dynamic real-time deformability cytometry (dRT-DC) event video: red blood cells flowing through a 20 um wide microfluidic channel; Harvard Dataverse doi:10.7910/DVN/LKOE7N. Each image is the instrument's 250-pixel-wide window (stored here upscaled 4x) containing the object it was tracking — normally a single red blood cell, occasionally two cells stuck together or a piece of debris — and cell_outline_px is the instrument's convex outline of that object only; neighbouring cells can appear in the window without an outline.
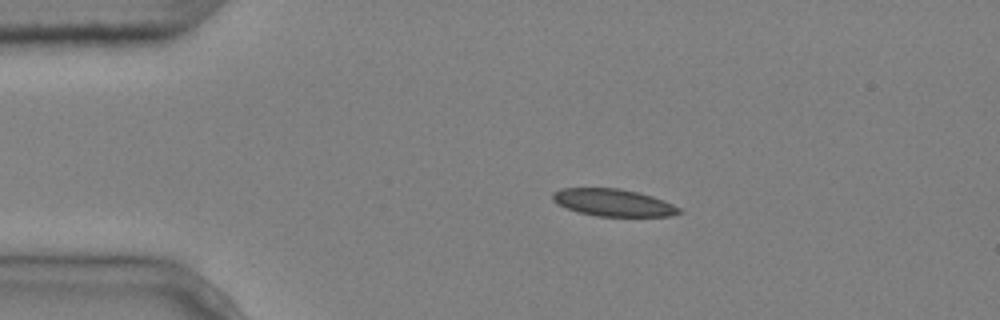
{"species": "common noctule bat (a hibernating species)", "species_latin": "Nyctalus noctula", "temperature_condition": "cold", "stored_images_in_passage": 8, "camera_frame_rate_fps": 3000, "um_per_image_px": 0.085, "animal": {"sex": "male", "body_mass_g": 20.4}, "frame": {"image": 1, "passage_image": 2, "time_ms": 0.333, "image_size_px": [1000, 320], "cell_outline_px": [[684, 212], [668, 216], [596, 216], [576, 212], [556, 204], [552, 200], [552, 192], [560, 188], [620, 188], [640, 192], [664, 200], [680, 208]], "centroid_in_image_um": [52.09, 17.21], "position_along_channel_um": 32.9, "area_um2": 20.35}}
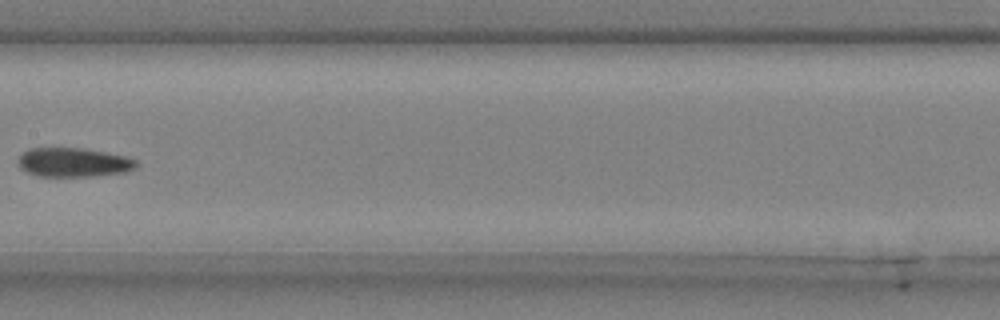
{"frame": {"image": 2, "passage_image": 7, "time_ms": 2.0, "image_size_px": [1000, 320], "cell_outline_px": [[136, 168], [124, 172], [92, 176], [40, 176], [28, 172], [20, 168], [16, 160], [28, 148], [84, 148], [124, 156], [136, 160]], "centroid_in_image_um": [6.21, 13.8], "position_along_channel_um": 201.2, "area_um2": 19.88}}
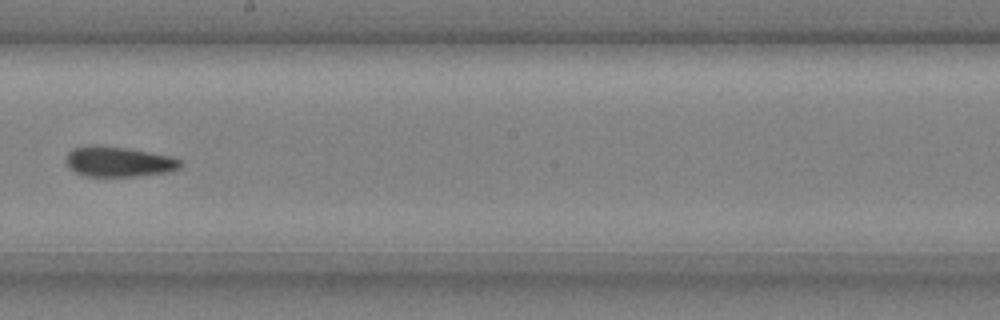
{"frame": {"image": 3, "passage_image": 8, "time_ms": 2.333, "image_size_px": [1000, 320], "cell_outline_px": [[184, 164], [180, 168], [168, 172], [136, 176], [84, 176], [76, 172], [68, 164], [68, 152], [72, 148], [88, 144], [96, 144], [128, 148], [172, 156], [180, 160]], "centroid_in_image_um": [10.12, 13.72], "position_along_channel_um": 238.1, "area_um2": 20.23}}